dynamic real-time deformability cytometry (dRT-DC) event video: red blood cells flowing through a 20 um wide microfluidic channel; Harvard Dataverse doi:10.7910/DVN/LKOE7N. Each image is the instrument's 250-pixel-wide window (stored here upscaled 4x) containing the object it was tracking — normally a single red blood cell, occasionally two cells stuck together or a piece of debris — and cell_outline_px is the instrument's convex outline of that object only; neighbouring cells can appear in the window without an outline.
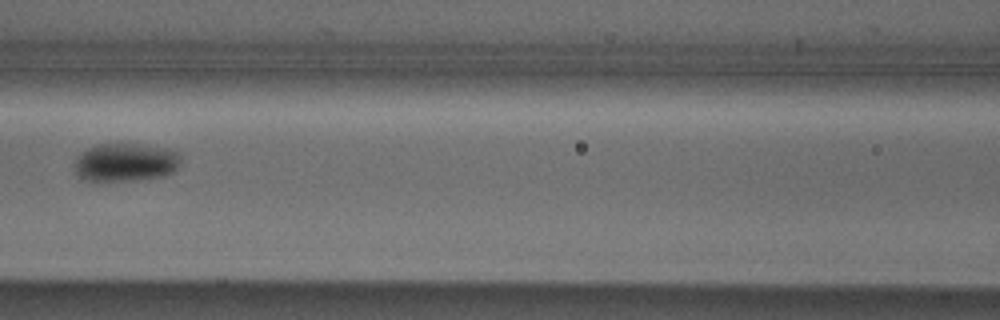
{"species": "Egyptian fruit bat (a non-hibernating species)", "species_latin": "Rousettus aegyptiacus", "temperature_condition": "cold", "stored_images_in_passage": 7, "camera_frame_rate_fps": 3000, "um_per_image_px": 0.085, "animal": {"sex": "male"}, "frame": {"image": 1, "passage_image": 7, "time_ms": 2.0, "image_size_px": [1000, 320], "cell_outline_px": [[180, 164], [172, 172], [164, 176], [148, 180], [96, 184], [84, 180], [76, 176], [72, 164], [76, 156], [80, 152], [96, 144], [140, 144], [180, 152]], "centroid_in_image_um": [10.57, 13.87], "position_along_channel_um": 156.0, "area_um2": 24.97}}